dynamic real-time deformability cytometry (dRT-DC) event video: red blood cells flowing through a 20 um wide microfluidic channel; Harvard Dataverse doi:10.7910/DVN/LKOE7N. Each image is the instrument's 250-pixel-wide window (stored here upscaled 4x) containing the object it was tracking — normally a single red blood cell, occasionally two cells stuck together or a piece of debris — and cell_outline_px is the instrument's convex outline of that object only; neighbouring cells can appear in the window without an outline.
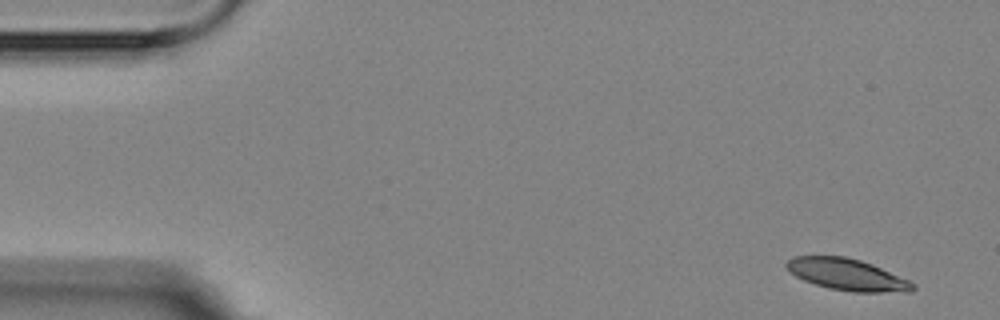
{"species": "Egyptian fruit bat (a non-hibernating species)", "species_latin": "Rousettus aegyptiacus", "temperature_condition": "room temperature", "stored_images_in_passage": 4, "camera_frame_rate_fps": 3000, "um_per_image_px": 0.085, "animal": {"sex": "female"}, "frame": {"image": 1, "passage_image": 1, "time_ms": 0.0, "image_size_px": [1000, 320], "cell_outline_px": [[916, 288], [912, 292], [852, 292], [828, 288], [804, 280], [788, 272], [784, 264], [792, 256], [844, 256], [860, 260], [872, 264], [908, 280], [916, 284]], "centroid_in_image_um": [71.99, 23.34], "position_along_channel_um": 13.0, "area_um2": 23.35}}
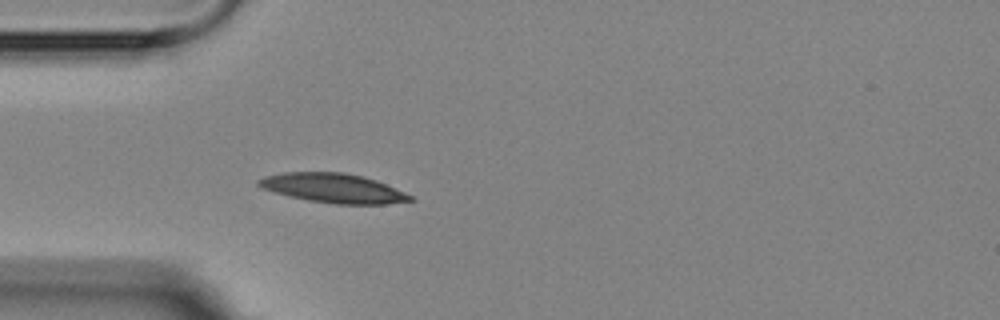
{"frame": {"image": 2, "passage_image": 4, "time_ms": 4.333, "image_size_px": [1000, 320], "cell_outline_px": [[416, 200], [388, 204], [336, 204], [308, 200], [288, 196], [260, 188], [256, 184], [256, 180], [264, 176], [284, 172], [344, 172], [364, 176], [376, 180], [404, 192], [412, 196]], "centroid_in_image_um": [28.3, 15.99], "position_along_channel_um": 56.7, "area_um2": 26.07}}